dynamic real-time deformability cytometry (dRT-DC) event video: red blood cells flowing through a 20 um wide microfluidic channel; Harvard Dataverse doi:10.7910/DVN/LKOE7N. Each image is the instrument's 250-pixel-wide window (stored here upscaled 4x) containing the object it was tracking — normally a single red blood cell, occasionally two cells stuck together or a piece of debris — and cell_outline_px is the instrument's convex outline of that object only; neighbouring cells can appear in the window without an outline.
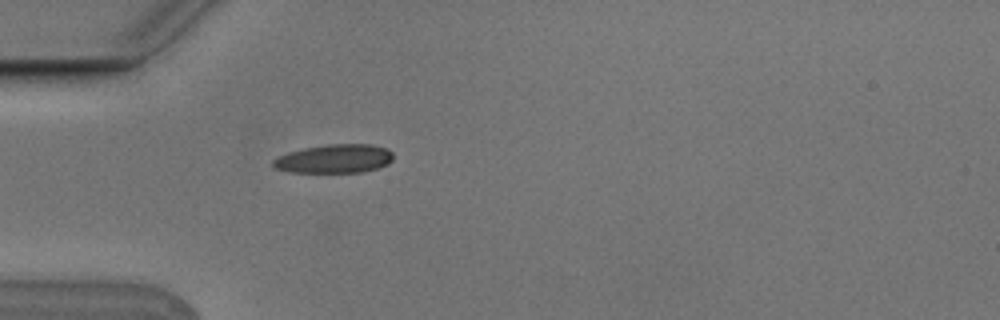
{"species": "Egyptian fruit bat (a non-hibernating species)", "species_latin": "Rousettus aegyptiacus", "temperature_condition": "cold", "stored_images_in_passage": 2, "camera_frame_rate_fps": 3000, "um_per_image_px": 0.085, "animal": {"sex": "male"}, "frame": {"image": 1, "passage_image": 2, "time_ms": 0.333, "image_size_px": [1000, 320], "cell_outline_px": [[392, 160], [388, 164], [376, 168], [360, 172], [292, 172], [276, 168], [272, 164], [272, 160], [276, 156], [288, 152], [304, 148], [328, 144], [372, 144], [388, 148], [392, 152]], "centroid_in_image_um": [28.42, 13.48], "position_along_channel_um": 56.6, "area_um2": 20.11}}